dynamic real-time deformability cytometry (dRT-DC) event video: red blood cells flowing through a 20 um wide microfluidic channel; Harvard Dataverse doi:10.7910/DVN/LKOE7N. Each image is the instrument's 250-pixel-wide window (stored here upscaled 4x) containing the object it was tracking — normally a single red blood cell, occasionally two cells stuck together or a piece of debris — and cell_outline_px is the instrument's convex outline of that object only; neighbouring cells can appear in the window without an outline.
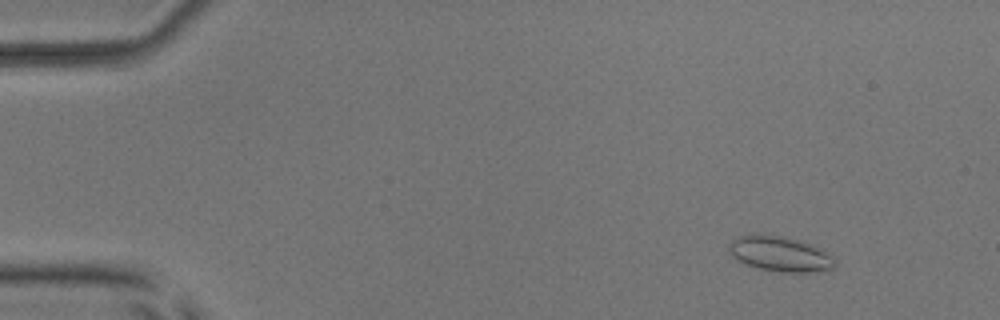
{"species": "common noctule bat (a hibernating species)", "species_latin": "Nyctalus noctula", "temperature_condition": "room temperature", "stored_images_in_passage": 55, "camera_frame_rate_fps": 3000, "um_per_image_px": 0.085, "animal": {"sex": "male", "body_mass_g": 17.9, "forearm_length_mm": 54.2}, "frame": {"image": 1, "passage_image": 7, "time_ms": 2.0, "image_size_px": [1000, 320], "cell_outline_px": [[836, 264], [832, 268], [808, 272], [780, 272], [760, 268], [744, 264], [732, 256], [728, 248], [732, 240], [736, 236], [780, 236], [804, 240], [820, 248], [832, 256], [836, 260]], "centroid_in_image_um": [66.33, 21.59], "position_along_channel_um": 18.7, "area_um2": 21.39}}
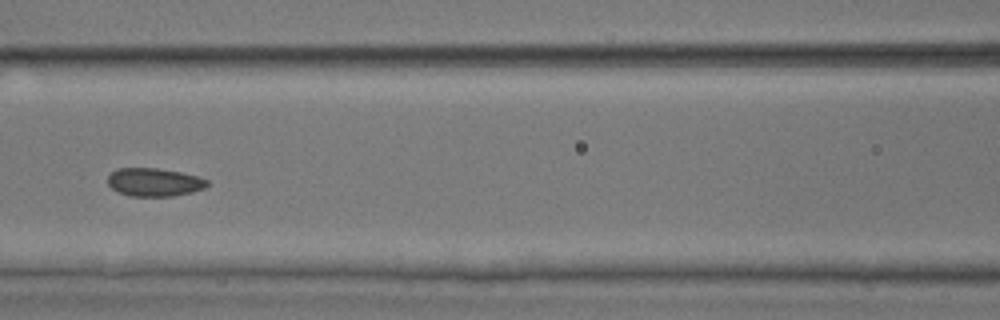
{"frame": {"image": 2, "passage_image": 26, "time_ms": 8.333, "image_size_px": [1000, 320], "cell_outline_px": [[208, 184], [204, 188], [192, 192], [172, 196], [128, 196], [112, 188], [108, 184], [108, 176], [116, 168], [156, 168], [180, 172], [196, 176], [208, 180]], "centroid_in_image_um": [13.09, 15.48], "position_along_channel_um": 153.5, "area_um2": 16.24}}
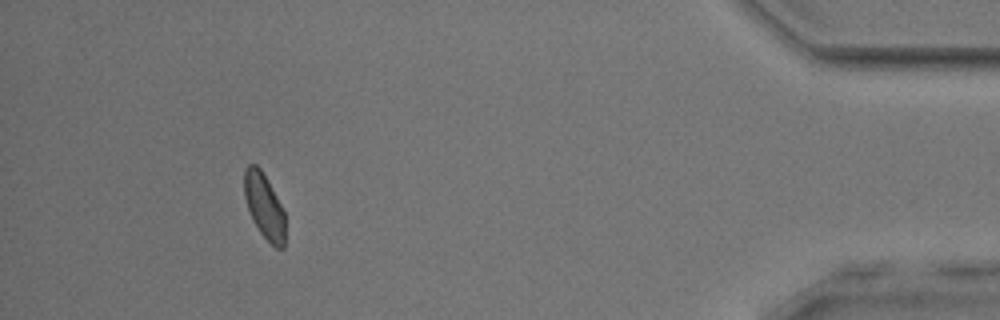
{"frame": {"image": 3, "passage_image": 51, "time_ms": 16.667, "image_size_px": [1000, 320], "cell_outline_px": [[284, 248], [276, 248], [260, 232], [252, 220], [244, 196], [244, 168], [248, 164], [256, 164], [260, 168], [276, 196], [284, 212]], "centroid_in_image_um": [22.43, 17.5], "position_along_channel_um": 412.8, "area_um2": 15.26}, "authors_computed_cell_mechanics": {"area_um2": 16.6464, "velocity_mm_per_s": 3.8205, "shape_relaxation_time_tau1_ms": null, "shape_relaxation_time_tau2_ms": 1.7201, "deformation_change_tau1": null, "deformation_change_tau2": 0.056}}